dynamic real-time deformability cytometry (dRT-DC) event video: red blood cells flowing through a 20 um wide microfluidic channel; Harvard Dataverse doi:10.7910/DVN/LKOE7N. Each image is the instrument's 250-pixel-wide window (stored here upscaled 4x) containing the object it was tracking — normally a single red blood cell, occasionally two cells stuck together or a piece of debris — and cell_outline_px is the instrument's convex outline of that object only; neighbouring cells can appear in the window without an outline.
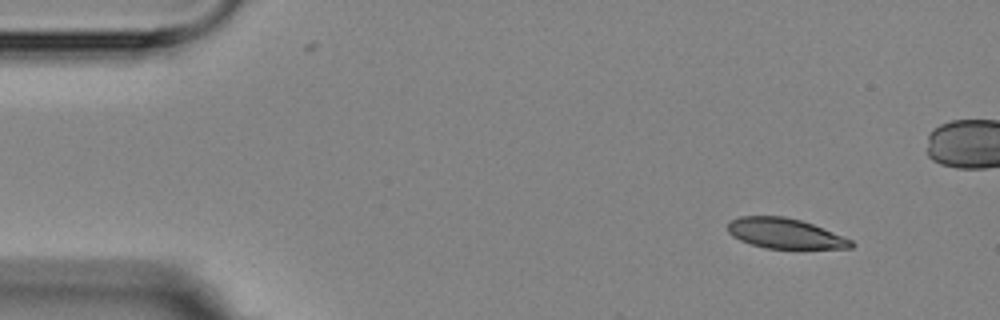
{"species": "Egyptian fruit bat (a non-hibernating species)", "species_latin": "Rousettus aegyptiacus", "temperature_condition": "room temperature", "stored_images_in_passage": 5, "camera_frame_rate_fps": 3000, "um_per_image_px": 0.085, "animal": {"sex": "female"}, "frame": {"image": 1, "passage_image": 1, "time_ms": 0.0, "image_size_px": [1000, 320], "cell_outline_px": [[856, 244], [852, 248], [764, 248], [740, 240], [732, 236], [728, 232], [728, 220], [740, 216], [784, 216], [800, 220], [812, 224], [852, 240]], "centroid_in_image_um": [66.69, 19.83], "position_along_channel_um": 18.3, "area_um2": 21.56}}